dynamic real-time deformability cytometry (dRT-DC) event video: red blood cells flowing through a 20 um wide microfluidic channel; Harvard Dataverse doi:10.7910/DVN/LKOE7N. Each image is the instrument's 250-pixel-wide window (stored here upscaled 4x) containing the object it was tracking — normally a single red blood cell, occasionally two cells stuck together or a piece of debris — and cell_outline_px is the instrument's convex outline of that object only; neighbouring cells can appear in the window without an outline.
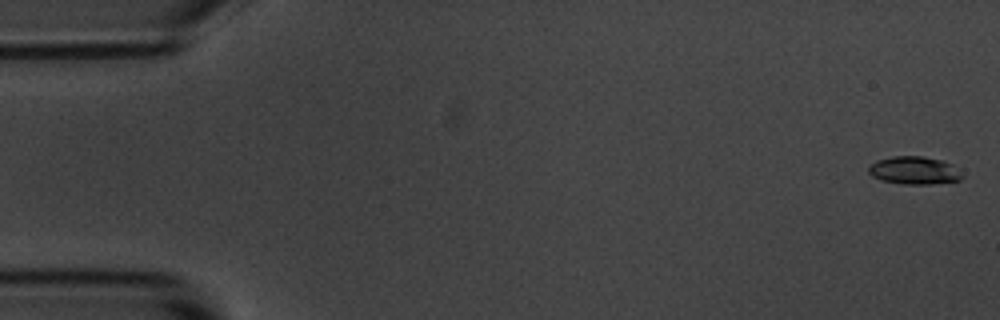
{"species": "common noctule bat (a hibernating species)", "species_latin": "Nyctalus noctula", "temperature_condition": "room temperature", "stored_images_in_passage": 7, "camera_frame_rate_fps": 3000, "um_per_image_px": 0.085, "animal": {"sex": "male", "body_mass_g": 20.1, "forearm_length_mm": 53.5}, "frame": {"image": 1, "passage_image": 1, "time_ms": 0.0, "image_size_px": [1000, 320], "cell_outline_px": [[964, 176], [960, 180], [932, 184], [904, 184], [880, 180], [872, 176], [868, 172], [868, 168], [876, 160], [892, 156], [924, 156], [944, 160], [952, 164]], "centroid_in_image_um": [77.72, 14.48], "position_along_channel_um": 7.3, "area_um2": 15.32}}
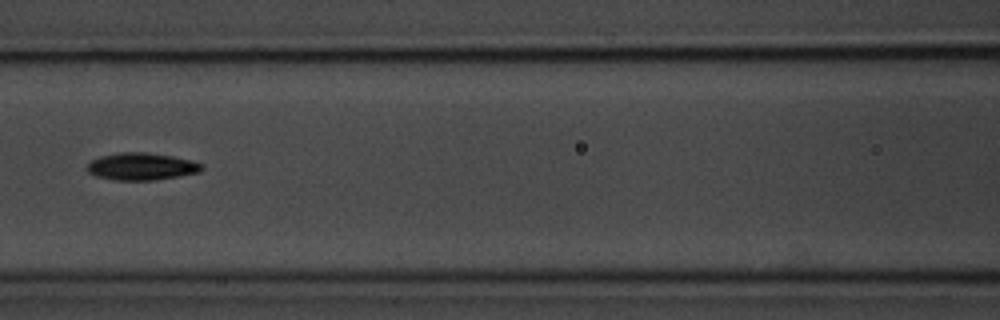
{"frame": {"image": 2, "passage_image": 7, "time_ms": 7.667, "image_size_px": [1000, 320], "cell_outline_px": [[204, 168], [200, 172], [156, 180], [112, 180], [96, 176], [88, 172], [88, 164], [92, 160], [100, 156], [120, 152], [144, 152], [172, 156], [192, 160], [200, 164]], "centroid_in_image_um": [12.02, 14.15], "position_along_channel_um": 154.6, "area_um2": 18.15}}